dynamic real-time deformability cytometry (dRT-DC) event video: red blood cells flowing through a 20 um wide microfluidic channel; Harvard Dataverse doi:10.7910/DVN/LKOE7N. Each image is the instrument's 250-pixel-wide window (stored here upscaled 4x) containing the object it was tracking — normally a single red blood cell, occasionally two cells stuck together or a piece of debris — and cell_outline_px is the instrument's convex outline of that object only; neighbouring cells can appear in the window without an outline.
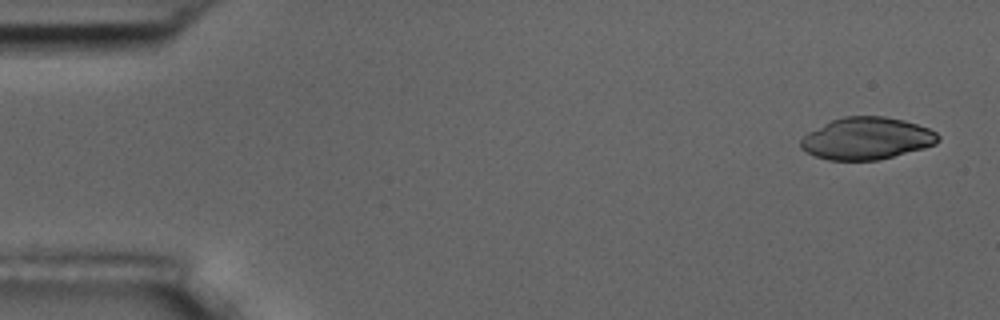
{"species": "common noctule bat (a hibernating species)", "species_latin": "Nyctalus noctula", "temperature_condition": "room temperature", "stored_images_in_passage": 6, "camera_frame_rate_fps": 3000, "um_per_image_px": 0.085, "animal": {"sex": "male", "body_mass_g": 17.5, "forearm_length_mm": 52.3}, "frame": {"image": 1, "passage_image": 1, "time_ms": 0.0, "image_size_px": [1000, 320], "cell_outline_px": [[940, 140], [936, 144], [924, 148], [880, 160], [828, 160], [816, 156], [800, 148], [800, 140], [808, 132], [832, 120], [844, 116], [884, 116], [904, 120], [928, 128], [936, 132], [940, 136]], "centroid_in_image_um": [73.69, 11.77], "position_along_channel_um": 11.3, "area_um2": 33.7}}